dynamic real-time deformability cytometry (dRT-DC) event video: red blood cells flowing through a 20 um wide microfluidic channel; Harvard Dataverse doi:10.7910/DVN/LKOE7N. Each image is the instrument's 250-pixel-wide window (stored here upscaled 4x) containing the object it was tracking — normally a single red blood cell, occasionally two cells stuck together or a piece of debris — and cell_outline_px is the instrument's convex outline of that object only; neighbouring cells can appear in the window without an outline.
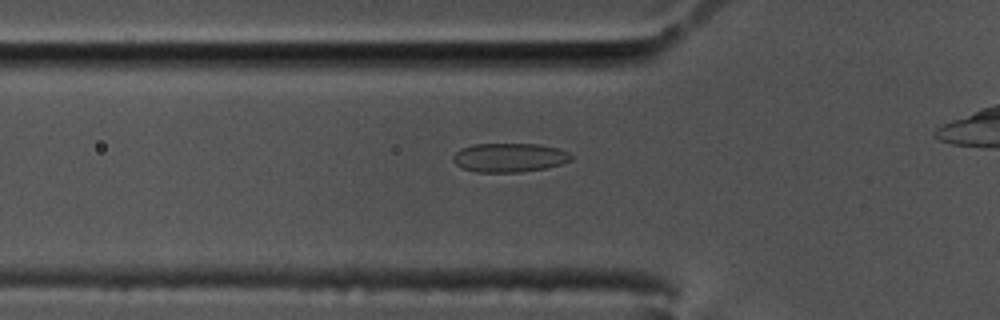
{"species": "common noctule bat (a hibernating species)", "species_latin": "Nyctalus noctula", "temperature_condition": "cold", "stored_images_in_passage": 38, "camera_frame_rate_fps": 3000, "um_per_image_px": 0.085, "animal": {"sex": "male", "body_mass_g": 17.5, "forearm_length_mm": 52.3}, "frame": {"image": 1, "passage_image": 8, "time_ms": 2.333, "image_size_px": [1000, 320], "cell_outline_px": [[572, 160], [560, 164], [544, 168], [520, 172], [476, 172], [460, 168], [452, 160], [452, 156], [460, 148], [472, 144], [540, 144], [560, 148], [568, 152], [572, 156]], "centroid_in_image_um": [43.27, 13.39], "position_along_channel_um": 82.5, "area_um2": 20.11}}
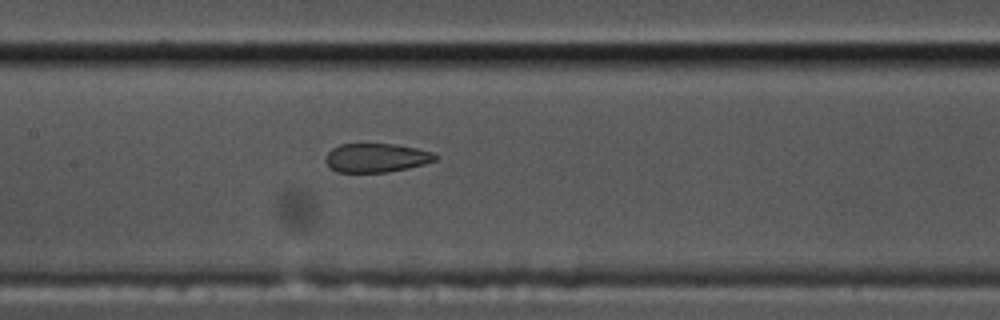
{"frame": {"image": 2, "passage_image": 16, "time_ms": 5.0, "image_size_px": [1000, 320], "cell_outline_px": [[440, 156], [436, 160], [424, 164], [408, 168], [388, 172], [336, 172], [324, 160], [328, 152], [332, 148], [340, 144], [396, 144], [416, 148], [432, 152]], "centroid_in_image_um": [32.0, 13.41], "position_along_channel_um": 175.4, "area_um2": 18.5}}
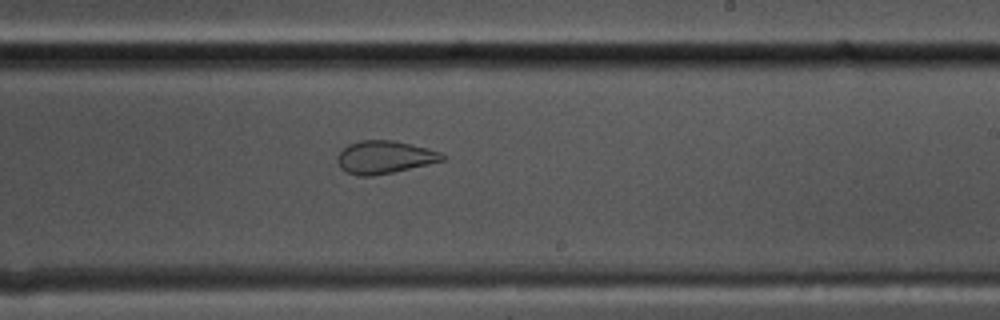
{"frame": {"image": 3, "passage_image": 23, "time_ms": 7.333, "image_size_px": [1000, 320], "cell_outline_px": [[448, 156], [444, 160], [428, 164], [392, 172], [372, 176], [356, 176], [340, 168], [336, 160], [336, 156], [348, 144], [360, 140], [392, 140], [428, 148], [440, 152]], "centroid_in_image_um": [32.67, 13.36], "position_along_channel_um": 256.3, "area_um2": 20.06}, "authors_computed_cell_mechanics": {"area_um2": 20.2011, "velocity_mm_per_s": 3.4731, "shape_relaxation_time_tau1_ms": null, "shape_relaxation_time_tau2_ms": 1.1551, "deformation_change_tau1": null, "deformation_change_tau2": 0.0759}}